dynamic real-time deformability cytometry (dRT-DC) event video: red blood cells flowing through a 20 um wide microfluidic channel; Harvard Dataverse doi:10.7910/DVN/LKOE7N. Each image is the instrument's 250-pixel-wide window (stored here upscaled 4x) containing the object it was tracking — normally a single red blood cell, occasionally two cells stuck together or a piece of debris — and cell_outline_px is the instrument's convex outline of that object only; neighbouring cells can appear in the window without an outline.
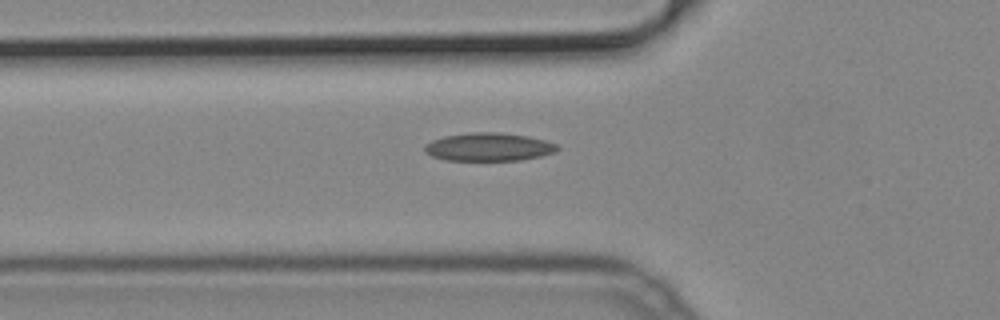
{"species": "common noctule bat (a hibernating species)", "species_latin": "Nyctalus noctula", "temperature_condition": "cold", "stored_images_in_passage": 28, "camera_frame_rate_fps": 3000, "um_per_image_px": 0.085, "animal": {"sex": "male", "body_mass_g": 19.2, "forearm_length_mm": 51.8}, "frame": {"image": 1, "passage_image": 2, "time_ms": 0.333, "image_size_px": [1000, 320], "cell_outline_px": [[560, 148], [556, 152], [540, 156], [520, 160], [444, 160], [432, 156], [424, 152], [424, 144], [432, 140], [444, 136], [468, 132], [500, 132], [528, 136], [544, 140], [556, 144]], "centroid_in_image_um": [41.52, 12.48], "position_along_channel_um": 84.3, "area_um2": 21.91}}
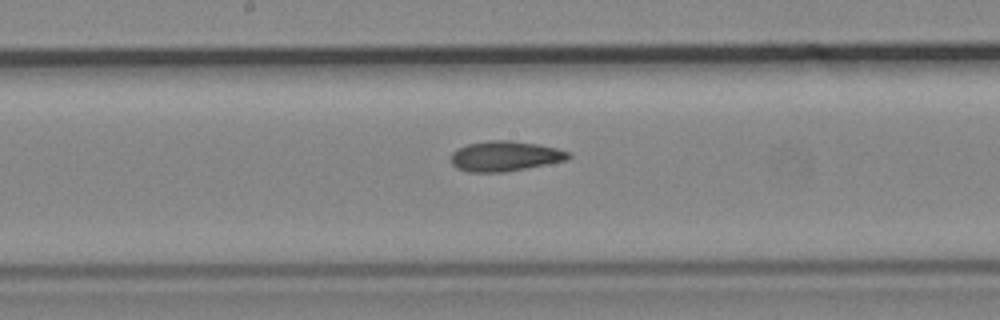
{"frame": {"image": 2, "passage_image": 11, "time_ms": 3.333, "image_size_px": [1000, 320], "cell_outline_px": [[572, 156], [568, 160], [504, 172], [468, 172], [456, 168], [448, 160], [452, 152], [456, 148], [468, 144], [488, 140], [512, 140], [536, 144], [556, 148], [572, 152]], "centroid_in_image_um": [42.89, 13.27], "position_along_channel_um": 205.3, "area_um2": 20.92}}
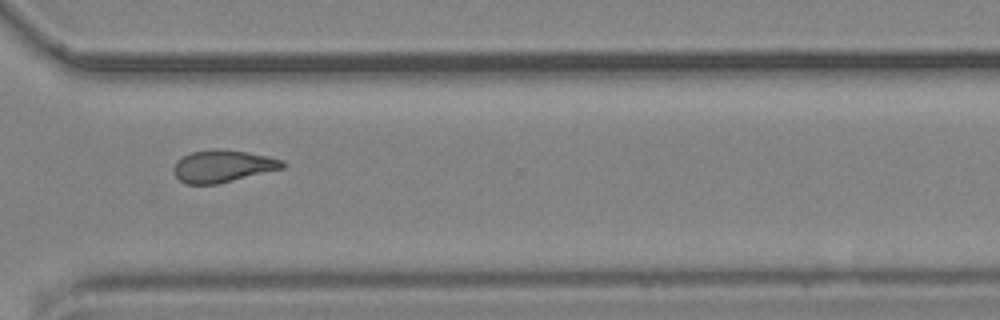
{"frame": {"image": 3, "passage_image": 22, "time_ms": 7.0, "image_size_px": [1000, 320], "cell_outline_px": [[288, 164], [284, 168], [216, 184], [188, 184], [180, 180], [176, 176], [172, 168], [176, 160], [192, 152], [212, 148], [216, 148], [248, 152], [268, 156], [284, 160]], "centroid_in_image_um": [18.95, 14.11], "position_along_channel_um": 351.6, "area_um2": 20.52}}